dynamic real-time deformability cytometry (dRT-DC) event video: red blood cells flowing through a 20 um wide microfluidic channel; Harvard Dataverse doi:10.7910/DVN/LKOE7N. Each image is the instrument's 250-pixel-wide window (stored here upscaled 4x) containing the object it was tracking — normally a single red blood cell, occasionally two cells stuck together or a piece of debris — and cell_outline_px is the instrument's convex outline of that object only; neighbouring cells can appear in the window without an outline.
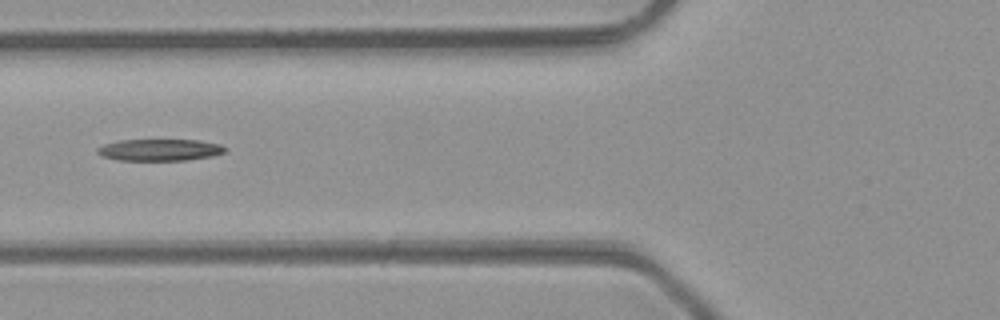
{"species": "common noctule bat (a hibernating species)", "species_latin": "Nyctalus noctula", "temperature_condition": "room temperature", "stored_images_in_passage": 28, "camera_frame_rate_fps": 3000, "um_per_image_px": 0.085, "animal": {"sex": "male", "body_mass_g": 23.1, "forearm_length_mm": 52.7}, "frame": {"image": 1, "passage_image": 5, "time_ms": 1.333, "image_size_px": [1000, 320], "cell_outline_px": [[228, 148], [224, 152], [212, 156], [188, 160], [120, 160], [100, 156], [96, 152], [96, 148], [104, 144], [120, 140], [196, 140], [220, 144]], "centroid_in_image_um": [13.56, 12.74], "position_along_channel_um": 112.2, "area_um2": 16.18}}
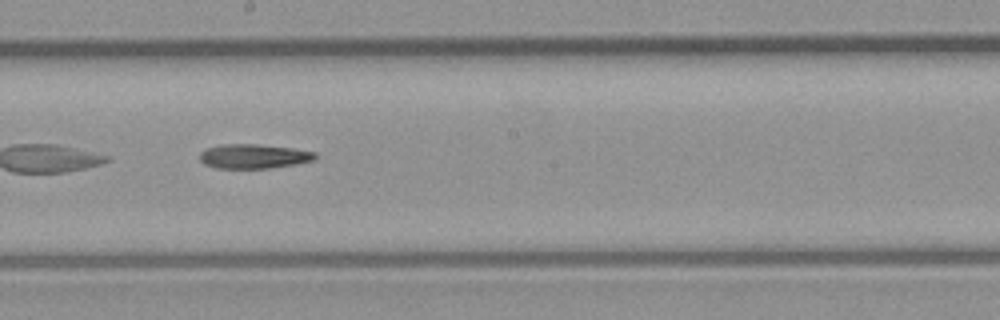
{"frame": {"image": 2, "passage_image": 13, "time_ms": 4.0, "image_size_px": [1000, 320], "cell_outline_px": [[316, 156], [312, 160], [296, 164], [268, 168], [216, 168], [204, 164], [200, 160], [200, 152], [208, 148], [224, 144], [256, 144], [292, 148], [316, 152]], "centroid_in_image_um": [21.55, 13.28], "position_along_channel_um": 226.7, "area_um2": 16.24}}
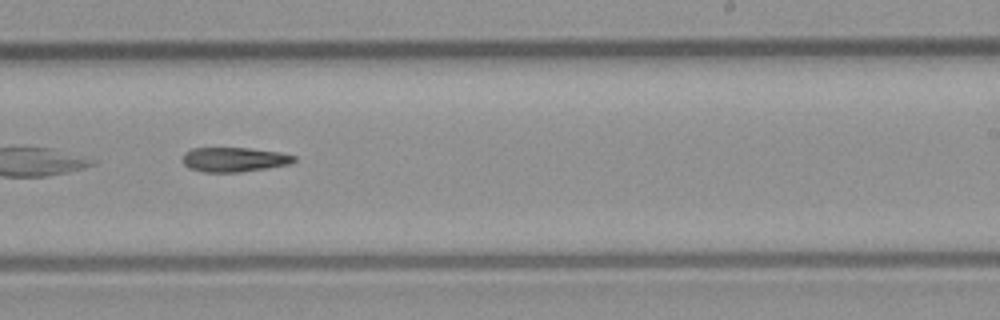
{"frame": {"image": 3, "passage_image": 16, "time_ms": 5.0, "image_size_px": [1000, 320], "cell_outline_px": [[296, 160], [292, 164], [268, 168], [240, 172], [204, 172], [188, 168], [184, 164], [184, 152], [192, 148], [248, 148], [280, 152], [296, 156]], "centroid_in_image_um": [19.94, 13.56], "position_along_channel_um": 269.1, "area_um2": 16.01}}